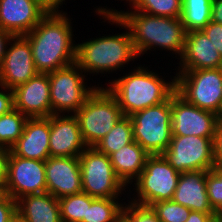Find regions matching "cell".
<instances>
[{
    "instance_id": "cell-7",
    "label": "cell",
    "mask_w": 222,
    "mask_h": 222,
    "mask_svg": "<svg viewBox=\"0 0 222 222\" xmlns=\"http://www.w3.org/2000/svg\"><path fill=\"white\" fill-rule=\"evenodd\" d=\"M133 138L149 155H161L172 139L171 97L130 116Z\"/></svg>"
},
{
    "instance_id": "cell-32",
    "label": "cell",
    "mask_w": 222,
    "mask_h": 222,
    "mask_svg": "<svg viewBox=\"0 0 222 222\" xmlns=\"http://www.w3.org/2000/svg\"><path fill=\"white\" fill-rule=\"evenodd\" d=\"M127 204L123 206L121 222H161L151 206H144L131 201Z\"/></svg>"
},
{
    "instance_id": "cell-21",
    "label": "cell",
    "mask_w": 222,
    "mask_h": 222,
    "mask_svg": "<svg viewBox=\"0 0 222 222\" xmlns=\"http://www.w3.org/2000/svg\"><path fill=\"white\" fill-rule=\"evenodd\" d=\"M207 171H188L180 173L172 200L191 211L215 213L212 209L206 184Z\"/></svg>"
},
{
    "instance_id": "cell-14",
    "label": "cell",
    "mask_w": 222,
    "mask_h": 222,
    "mask_svg": "<svg viewBox=\"0 0 222 222\" xmlns=\"http://www.w3.org/2000/svg\"><path fill=\"white\" fill-rule=\"evenodd\" d=\"M9 46L0 63V86L14 90L38 72L34 65L29 40L24 35L13 36Z\"/></svg>"
},
{
    "instance_id": "cell-13",
    "label": "cell",
    "mask_w": 222,
    "mask_h": 222,
    "mask_svg": "<svg viewBox=\"0 0 222 222\" xmlns=\"http://www.w3.org/2000/svg\"><path fill=\"white\" fill-rule=\"evenodd\" d=\"M220 117L186 102L176 92L171 96L172 136L215 137Z\"/></svg>"
},
{
    "instance_id": "cell-25",
    "label": "cell",
    "mask_w": 222,
    "mask_h": 222,
    "mask_svg": "<svg viewBox=\"0 0 222 222\" xmlns=\"http://www.w3.org/2000/svg\"><path fill=\"white\" fill-rule=\"evenodd\" d=\"M134 141L131 118H120L110 132L102 138L94 147L101 153L109 156Z\"/></svg>"
},
{
    "instance_id": "cell-16",
    "label": "cell",
    "mask_w": 222,
    "mask_h": 222,
    "mask_svg": "<svg viewBox=\"0 0 222 222\" xmlns=\"http://www.w3.org/2000/svg\"><path fill=\"white\" fill-rule=\"evenodd\" d=\"M47 13L39 0H0V27L14 36L26 35Z\"/></svg>"
},
{
    "instance_id": "cell-34",
    "label": "cell",
    "mask_w": 222,
    "mask_h": 222,
    "mask_svg": "<svg viewBox=\"0 0 222 222\" xmlns=\"http://www.w3.org/2000/svg\"><path fill=\"white\" fill-rule=\"evenodd\" d=\"M202 31L212 41V44L222 56V24L210 21Z\"/></svg>"
},
{
    "instance_id": "cell-40",
    "label": "cell",
    "mask_w": 222,
    "mask_h": 222,
    "mask_svg": "<svg viewBox=\"0 0 222 222\" xmlns=\"http://www.w3.org/2000/svg\"><path fill=\"white\" fill-rule=\"evenodd\" d=\"M211 21L222 24V0H212Z\"/></svg>"
},
{
    "instance_id": "cell-31",
    "label": "cell",
    "mask_w": 222,
    "mask_h": 222,
    "mask_svg": "<svg viewBox=\"0 0 222 222\" xmlns=\"http://www.w3.org/2000/svg\"><path fill=\"white\" fill-rule=\"evenodd\" d=\"M207 195L215 213L222 217V168L214 166L206 172Z\"/></svg>"
},
{
    "instance_id": "cell-36",
    "label": "cell",
    "mask_w": 222,
    "mask_h": 222,
    "mask_svg": "<svg viewBox=\"0 0 222 222\" xmlns=\"http://www.w3.org/2000/svg\"><path fill=\"white\" fill-rule=\"evenodd\" d=\"M214 157L215 165L222 168V118L219 119L216 126L214 137Z\"/></svg>"
},
{
    "instance_id": "cell-10",
    "label": "cell",
    "mask_w": 222,
    "mask_h": 222,
    "mask_svg": "<svg viewBox=\"0 0 222 222\" xmlns=\"http://www.w3.org/2000/svg\"><path fill=\"white\" fill-rule=\"evenodd\" d=\"M82 192L95 198H118L125 185L117 177L109 156L95 147H87L80 155Z\"/></svg>"
},
{
    "instance_id": "cell-5",
    "label": "cell",
    "mask_w": 222,
    "mask_h": 222,
    "mask_svg": "<svg viewBox=\"0 0 222 222\" xmlns=\"http://www.w3.org/2000/svg\"><path fill=\"white\" fill-rule=\"evenodd\" d=\"M74 115L87 147H94L124 116L116 97L99 85Z\"/></svg>"
},
{
    "instance_id": "cell-24",
    "label": "cell",
    "mask_w": 222,
    "mask_h": 222,
    "mask_svg": "<svg viewBox=\"0 0 222 222\" xmlns=\"http://www.w3.org/2000/svg\"><path fill=\"white\" fill-rule=\"evenodd\" d=\"M212 0H182L181 21L186 32L202 30L210 21Z\"/></svg>"
},
{
    "instance_id": "cell-37",
    "label": "cell",
    "mask_w": 222,
    "mask_h": 222,
    "mask_svg": "<svg viewBox=\"0 0 222 222\" xmlns=\"http://www.w3.org/2000/svg\"><path fill=\"white\" fill-rule=\"evenodd\" d=\"M10 149L0 146V192H4L7 180V161Z\"/></svg>"
},
{
    "instance_id": "cell-33",
    "label": "cell",
    "mask_w": 222,
    "mask_h": 222,
    "mask_svg": "<svg viewBox=\"0 0 222 222\" xmlns=\"http://www.w3.org/2000/svg\"><path fill=\"white\" fill-rule=\"evenodd\" d=\"M17 217V202L0 192V222H13Z\"/></svg>"
},
{
    "instance_id": "cell-11",
    "label": "cell",
    "mask_w": 222,
    "mask_h": 222,
    "mask_svg": "<svg viewBox=\"0 0 222 222\" xmlns=\"http://www.w3.org/2000/svg\"><path fill=\"white\" fill-rule=\"evenodd\" d=\"M178 172L209 171L215 165L214 137L172 136L161 154Z\"/></svg>"
},
{
    "instance_id": "cell-27",
    "label": "cell",
    "mask_w": 222,
    "mask_h": 222,
    "mask_svg": "<svg viewBox=\"0 0 222 222\" xmlns=\"http://www.w3.org/2000/svg\"><path fill=\"white\" fill-rule=\"evenodd\" d=\"M27 119L15 108L0 116V146L10 149L21 137Z\"/></svg>"
},
{
    "instance_id": "cell-18",
    "label": "cell",
    "mask_w": 222,
    "mask_h": 222,
    "mask_svg": "<svg viewBox=\"0 0 222 222\" xmlns=\"http://www.w3.org/2000/svg\"><path fill=\"white\" fill-rule=\"evenodd\" d=\"M14 108L28 118L51 115L50 82L47 73H37L13 90Z\"/></svg>"
},
{
    "instance_id": "cell-38",
    "label": "cell",
    "mask_w": 222,
    "mask_h": 222,
    "mask_svg": "<svg viewBox=\"0 0 222 222\" xmlns=\"http://www.w3.org/2000/svg\"><path fill=\"white\" fill-rule=\"evenodd\" d=\"M219 216L216 213L191 211L186 222H214Z\"/></svg>"
},
{
    "instance_id": "cell-17",
    "label": "cell",
    "mask_w": 222,
    "mask_h": 222,
    "mask_svg": "<svg viewBox=\"0 0 222 222\" xmlns=\"http://www.w3.org/2000/svg\"><path fill=\"white\" fill-rule=\"evenodd\" d=\"M45 177L47 192L57 199L82 192L79 156L47 158Z\"/></svg>"
},
{
    "instance_id": "cell-3",
    "label": "cell",
    "mask_w": 222,
    "mask_h": 222,
    "mask_svg": "<svg viewBox=\"0 0 222 222\" xmlns=\"http://www.w3.org/2000/svg\"><path fill=\"white\" fill-rule=\"evenodd\" d=\"M114 79L105 86L117 99L124 116H131L145 108L159 105L176 91L175 76L170 82L141 66Z\"/></svg>"
},
{
    "instance_id": "cell-22",
    "label": "cell",
    "mask_w": 222,
    "mask_h": 222,
    "mask_svg": "<svg viewBox=\"0 0 222 222\" xmlns=\"http://www.w3.org/2000/svg\"><path fill=\"white\" fill-rule=\"evenodd\" d=\"M16 202L17 217L23 222H62L59 200L48 192L25 195Z\"/></svg>"
},
{
    "instance_id": "cell-29",
    "label": "cell",
    "mask_w": 222,
    "mask_h": 222,
    "mask_svg": "<svg viewBox=\"0 0 222 222\" xmlns=\"http://www.w3.org/2000/svg\"><path fill=\"white\" fill-rule=\"evenodd\" d=\"M134 11L154 16L181 18L182 0H131L128 4Z\"/></svg>"
},
{
    "instance_id": "cell-4",
    "label": "cell",
    "mask_w": 222,
    "mask_h": 222,
    "mask_svg": "<svg viewBox=\"0 0 222 222\" xmlns=\"http://www.w3.org/2000/svg\"><path fill=\"white\" fill-rule=\"evenodd\" d=\"M137 54L130 32L96 37L89 41L78 43L75 63L90 74L112 73L125 67L129 61H134Z\"/></svg>"
},
{
    "instance_id": "cell-43",
    "label": "cell",
    "mask_w": 222,
    "mask_h": 222,
    "mask_svg": "<svg viewBox=\"0 0 222 222\" xmlns=\"http://www.w3.org/2000/svg\"><path fill=\"white\" fill-rule=\"evenodd\" d=\"M13 222H23V221H21L18 217H16V219Z\"/></svg>"
},
{
    "instance_id": "cell-28",
    "label": "cell",
    "mask_w": 222,
    "mask_h": 222,
    "mask_svg": "<svg viewBox=\"0 0 222 222\" xmlns=\"http://www.w3.org/2000/svg\"><path fill=\"white\" fill-rule=\"evenodd\" d=\"M94 199L95 197L89 196L85 192L58 199L62 222H82L86 217L87 205H91Z\"/></svg>"
},
{
    "instance_id": "cell-26",
    "label": "cell",
    "mask_w": 222,
    "mask_h": 222,
    "mask_svg": "<svg viewBox=\"0 0 222 222\" xmlns=\"http://www.w3.org/2000/svg\"><path fill=\"white\" fill-rule=\"evenodd\" d=\"M119 198H95L87 205L86 217L82 222H121L125 204L118 203Z\"/></svg>"
},
{
    "instance_id": "cell-30",
    "label": "cell",
    "mask_w": 222,
    "mask_h": 222,
    "mask_svg": "<svg viewBox=\"0 0 222 222\" xmlns=\"http://www.w3.org/2000/svg\"><path fill=\"white\" fill-rule=\"evenodd\" d=\"M161 222H186L191 210L173 200L160 201L151 205Z\"/></svg>"
},
{
    "instance_id": "cell-9",
    "label": "cell",
    "mask_w": 222,
    "mask_h": 222,
    "mask_svg": "<svg viewBox=\"0 0 222 222\" xmlns=\"http://www.w3.org/2000/svg\"><path fill=\"white\" fill-rule=\"evenodd\" d=\"M179 177L180 172L162 155H149L143 171L135 180L137 196L131 202L151 206L153 203L172 200Z\"/></svg>"
},
{
    "instance_id": "cell-35",
    "label": "cell",
    "mask_w": 222,
    "mask_h": 222,
    "mask_svg": "<svg viewBox=\"0 0 222 222\" xmlns=\"http://www.w3.org/2000/svg\"><path fill=\"white\" fill-rule=\"evenodd\" d=\"M0 87L2 90H0V116H2L14 109V94L13 90L2 86Z\"/></svg>"
},
{
    "instance_id": "cell-23",
    "label": "cell",
    "mask_w": 222,
    "mask_h": 222,
    "mask_svg": "<svg viewBox=\"0 0 222 222\" xmlns=\"http://www.w3.org/2000/svg\"><path fill=\"white\" fill-rule=\"evenodd\" d=\"M148 156L149 154L140 144L132 141L111 153L109 159L117 177L128 187V184H132L143 171Z\"/></svg>"
},
{
    "instance_id": "cell-15",
    "label": "cell",
    "mask_w": 222,
    "mask_h": 222,
    "mask_svg": "<svg viewBox=\"0 0 222 222\" xmlns=\"http://www.w3.org/2000/svg\"><path fill=\"white\" fill-rule=\"evenodd\" d=\"M86 148L75 115H50V157H77Z\"/></svg>"
},
{
    "instance_id": "cell-6",
    "label": "cell",
    "mask_w": 222,
    "mask_h": 222,
    "mask_svg": "<svg viewBox=\"0 0 222 222\" xmlns=\"http://www.w3.org/2000/svg\"><path fill=\"white\" fill-rule=\"evenodd\" d=\"M176 93L186 102L222 118V72L217 69L179 70Z\"/></svg>"
},
{
    "instance_id": "cell-2",
    "label": "cell",
    "mask_w": 222,
    "mask_h": 222,
    "mask_svg": "<svg viewBox=\"0 0 222 222\" xmlns=\"http://www.w3.org/2000/svg\"><path fill=\"white\" fill-rule=\"evenodd\" d=\"M71 24L67 13L50 11L24 35L29 40L38 73L54 72L75 63L77 44Z\"/></svg>"
},
{
    "instance_id": "cell-1",
    "label": "cell",
    "mask_w": 222,
    "mask_h": 222,
    "mask_svg": "<svg viewBox=\"0 0 222 222\" xmlns=\"http://www.w3.org/2000/svg\"><path fill=\"white\" fill-rule=\"evenodd\" d=\"M95 12L106 22L129 30L139 57L152 48L166 49L181 57L185 47L186 30L181 18L160 17L140 11H117L103 7ZM156 47V48H154Z\"/></svg>"
},
{
    "instance_id": "cell-8",
    "label": "cell",
    "mask_w": 222,
    "mask_h": 222,
    "mask_svg": "<svg viewBox=\"0 0 222 222\" xmlns=\"http://www.w3.org/2000/svg\"><path fill=\"white\" fill-rule=\"evenodd\" d=\"M83 72L76 63H73L47 73L50 82L51 115L66 112L74 115L95 91L97 86L85 85L87 82H84L86 76Z\"/></svg>"
},
{
    "instance_id": "cell-12",
    "label": "cell",
    "mask_w": 222,
    "mask_h": 222,
    "mask_svg": "<svg viewBox=\"0 0 222 222\" xmlns=\"http://www.w3.org/2000/svg\"><path fill=\"white\" fill-rule=\"evenodd\" d=\"M46 192L45 161L18 157L10 151L4 193L17 201L25 195Z\"/></svg>"
},
{
    "instance_id": "cell-41",
    "label": "cell",
    "mask_w": 222,
    "mask_h": 222,
    "mask_svg": "<svg viewBox=\"0 0 222 222\" xmlns=\"http://www.w3.org/2000/svg\"><path fill=\"white\" fill-rule=\"evenodd\" d=\"M63 1L65 0H39V2L48 10V12L60 11L59 6H62Z\"/></svg>"
},
{
    "instance_id": "cell-42",
    "label": "cell",
    "mask_w": 222,
    "mask_h": 222,
    "mask_svg": "<svg viewBox=\"0 0 222 222\" xmlns=\"http://www.w3.org/2000/svg\"><path fill=\"white\" fill-rule=\"evenodd\" d=\"M214 222H222V217L217 218Z\"/></svg>"
},
{
    "instance_id": "cell-20",
    "label": "cell",
    "mask_w": 222,
    "mask_h": 222,
    "mask_svg": "<svg viewBox=\"0 0 222 222\" xmlns=\"http://www.w3.org/2000/svg\"><path fill=\"white\" fill-rule=\"evenodd\" d=\"M178 70L220 68L222 56L202 30L186 33L185 47Z\"/></svg>"
},
{
    "instance_id": "cell-39",
    "label": "cell",
    "mask_w": 222,
    "mask_h": 222,
    "mask_svg": "<svg viewBox=\"0 0 222 222\" xmlns=\"http://www.w3.org/2000/svg\"><path fill=\"white\" fill-rule=\"evenodd\" d=\"M13 36L14 35L12 33L3 30L0 27V63L3 61L9 42L11 41Z\"/></svg>"
},
{
    "instance_id": "cell-19",
    "label": "cell",
    "mask_w": 222,
    "mask_h": 222,
    "mask_svg": "<svg viewBox=\"0 0 222 222\" xmlns=\"http://www.w3.org/2000/svg\"><path fill=\"white\" fill-rule=\"evenodd\" d=\"M50 116L28 118L21 137L10 148L18 157L45 161L50 157Z\"/></svg>"
}]
</instances>
